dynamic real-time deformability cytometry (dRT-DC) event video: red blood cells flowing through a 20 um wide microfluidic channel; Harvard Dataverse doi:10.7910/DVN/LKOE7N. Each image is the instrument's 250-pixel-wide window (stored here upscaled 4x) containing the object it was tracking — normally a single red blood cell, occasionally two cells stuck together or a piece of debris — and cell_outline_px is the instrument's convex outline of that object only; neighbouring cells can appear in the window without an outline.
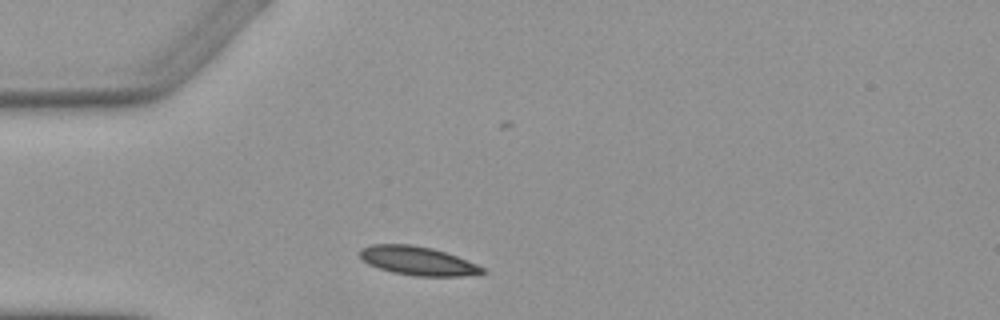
{"species": "Egyptian fruit bat (a non-hibernating species)", "species_latin": "Rousettus aegyptiacus", "temperature_condition": "warm", "stored_images_in_passage": 1, "camera_frame_rate_fps": 3000, "um_per_image_px": 0.085, "animal": {"sex": "female"}, "frame": {"image": 1, "passage_image": 1, "time_ms": 0.0, "image_size_px": [1000, 320], "cell_outline_px": [[488, 272], [480, 276], [416, 276], [392, 272], [368, 264], [356, 252], [360, 248], [372, 244], [412, 244], [432, 248], [456, 256], [476, 264], [484, 268]], "centroid_in_image_um": [35.53, 22.18], "position_along_channel_um": 49.5, "area_um2": 20.75}}